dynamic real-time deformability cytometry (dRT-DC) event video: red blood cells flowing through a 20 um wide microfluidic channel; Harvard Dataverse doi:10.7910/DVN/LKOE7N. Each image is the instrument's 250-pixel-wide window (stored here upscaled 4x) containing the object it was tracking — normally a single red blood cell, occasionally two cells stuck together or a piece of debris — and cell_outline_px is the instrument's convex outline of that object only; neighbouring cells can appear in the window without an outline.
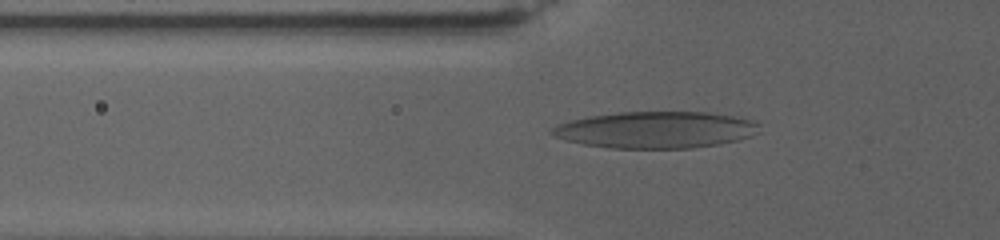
{"species": "human", "species_latin": "Homo sapiens", "temperature_condition": "warm", "stored_images_in_passage": 48, "camera_frame_rate_fps": 3000, "um_per_image_px": 0.085, "donor": {"sex": "female"}, "frame": {"image": 1, "passage_image": 13, "time_ms": 5.667, "image_size_px": [1000, 240], "cell_outline_px": [[760, 124], [756, 132], [748, 136], [736, 140], [716, 144], [692, 148], [612, 148], [584, 144], [564, 140], [552, 136], [548, 132], [556, 124], [568, 120], [588, 116], [620, 112], [704, 112], [732, 116], [748, 120]], "centroid_in_image_um": [55.62, 11.03], "position_along_channel_um": 70.2, "area_um2": 44.04}}
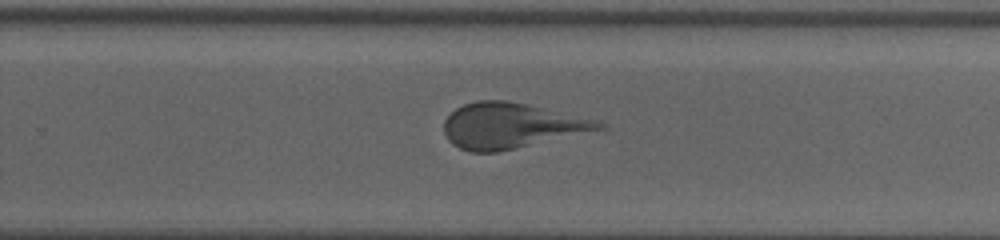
{"frame": {"image": 2, "passage_image": 28, "time_ms": 14.0, "image_size_px": [1000, 240], "cell_outline_px": [[608, 128], [496, 152], [472, 152], [460, 148], [452, 144], [448, 140], [444, 132], [444, 120], [456, 108], [464, 104], [476, 100], [504, 100], [528, 104], [596, 120], [604, 124]], "centroid_in_image_um": [43.41, 10.68], "position_along_channel_um": 286.4, "area_um2": 40.63}}
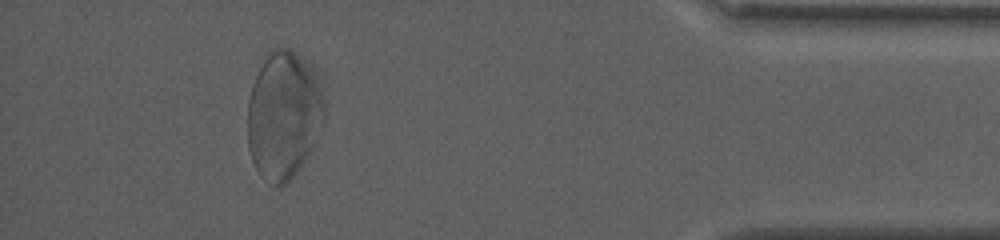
{"frame": {"image": 3, "passage_image": 40, "time_ms": 20.333, "image_size_px": [1000, 240], "cell_outline_px": [[324, 124], [320, 136], [296, 172], [280, 188], [276, 188], [260, 176], [252, 160], [248, 148], [248, 100], [252, 84], [268, 52], [272, 48], [288, 48], [296, 56], [324, 104]], "centroid_in_image_um": [24.02, 9.95], "position_along_channel_um": 411.2, "area_um2": 55.2}}